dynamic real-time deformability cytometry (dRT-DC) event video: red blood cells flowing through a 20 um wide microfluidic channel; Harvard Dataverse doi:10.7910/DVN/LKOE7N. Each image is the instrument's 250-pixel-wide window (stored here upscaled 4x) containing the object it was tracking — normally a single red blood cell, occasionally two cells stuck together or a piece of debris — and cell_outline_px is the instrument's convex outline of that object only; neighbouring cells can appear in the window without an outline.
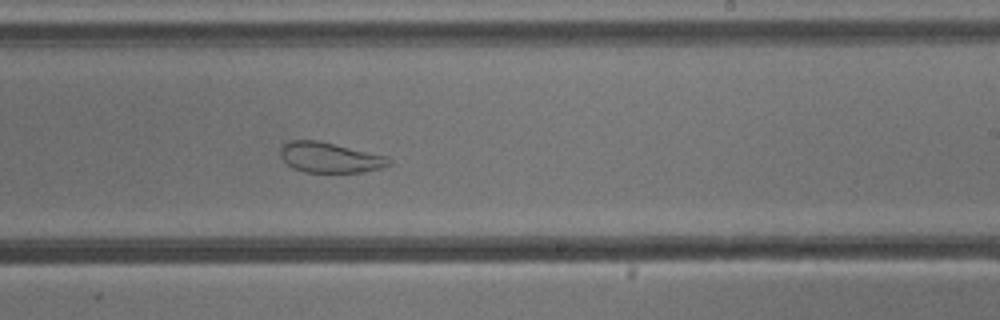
{"species": "common noctule bat (a hibernating species)", "species_latin": "Nyctalus noctula", "temperature_condition": "cold", "stored_images_in_passage": 53, "camera_frame_rate_fps": 3000, "um_per_image_px": 0.085, "animal": {"sex": "male", "body_mass_g": 13.3}, "frame": {"image": 1, "passage_image": 32, "time_ms": 10.333, "image_size_px": [1000, 320], "cell_outline_px": [[392, 164], [380, 168], [364, 172], [304, 172], [292, 168], [280, 156], [280, 148], [284, 144], [292, 140], [320, 140], [388, 156], [392, 160]], "centroid_in_image_um": [28.07, 13.38], "position_along_channel_um": 260.9, "area_um2": 19.36}}
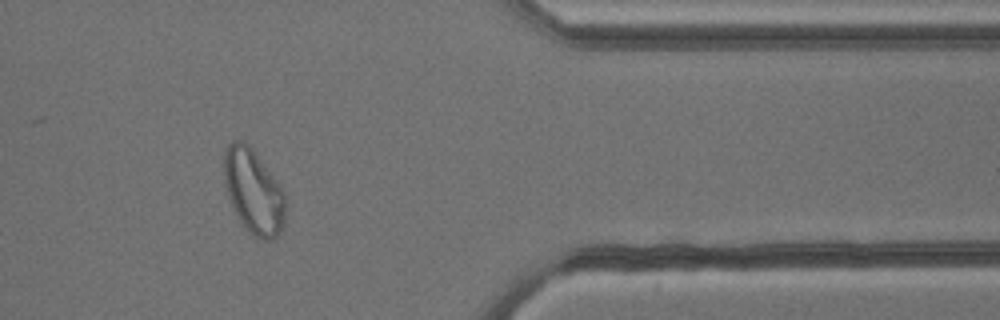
{"frame": {"image": 2, "passage_image": 44, "time_ms": 14.333, "image_size_px": [1000, 320], "cell_outline_px": [[284, 220], [280, 232], [272, 240], [264, 240], [252, 236], [240, 220], [228, 200], [224, 176], [224, 148], [232, 140], [244, 140], [256, 152], [280, 184], [284, 192]], "centroid_in_image_um": [21.53, 16.24], "position_along_channel_um": 389.9, "area_um2": 30.4}}
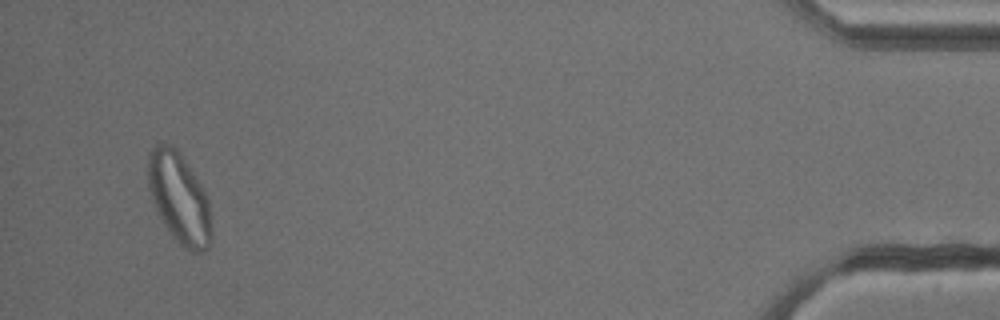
{"frame": {"image": 3, "passage_image": 51, "time_ms": 16.667, "image_size_px": [1000, 320], "cell_outline_px": [[208, 248], [204, 252], [192, 252], [184, 248], [172, 236], [156, 212], [148, 188], [148, 152], [160, 140], [172, 144], [180, 152], [204, 188], [208, 200]], "centroid_in_image_um": [15.16, 16.75], "position_along_channel_um": 420.0, "area_um2": 33.35}}